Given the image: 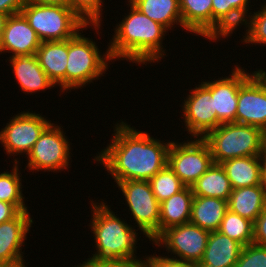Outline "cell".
<instances>
[{"label": "cell", "mask_w": 266, "mask_h": 267, "mask_svg": "<svg viewBox=\"0 0 266 267\" xmlns=\"http://www.w3.org/2000/svg\"><path fill=\"white\" fill-rule=\"evenodd\" d=\"M29 110L14 114L0 131V143L10 157L21 154L27 156L43 131L52 123L44 115Z\"/></svg>", "instance_id": "obj_11"}, {"label": "cell", "mask_w": 266, "mask_h": 267, "mask_svg": "<svg viewBox=\"0 0 266 267\" xmlns=\"http://www.w3.org/2000/svg\"><path fill=\"white\" fill-rule=\"evenodd\" d=\"M26 0H0V12L14 15L20 13Z\"/></svg>", "instance_id": "obj_36"}, {"label": "cell", "mask_w": 266, "mask_h": 267, "mask_svg": "<svg viewBox=\"0 0 266 267\" xmlns=\"http://www.w3.org/2000/svg\"><path fill=\"white\" fill-rule=\"evenodd\" d=\"M7 60L23 93L32 95L56 87L39 65L35 54L17 55Z\"/></svg>", "instance_id": "obj_18"}, {"label": "cell", "mask_w": 266, "mask_h": 267, "mask_svg": "<svg viewBox=\"0 0 266 267\" xmlns=\"http://www.w3.org/2000/svg\"><path fill=\"white\" fill-rule=\"evenodd\" d=\"M20 13L41 42L67 40L92 26L99 35L102 28L101 24H87L70 7L62 5L26 2Z\"/></svg>", "instance_id": "obj_4"}, {"label": "cell", "mask_w": 266, "mask_h": 267, "mask_svg": "<svg viewBox=\"0 0 266 267\" xmlns=\"http://www.w3.org/2000/svg\"><path fill=\"white\" fill-rule=\"evenodd\" d=\"M236 123L266 130V71L256 69L239 88Z\"/></svg>", "instance_id": "obj_13"}, {"label": "cell", "mask_w": 266, "mask_h": 267, "mask_svg": "<svg viewBox=\"0 0 266 267\" xmlns=\"http://www.w3.org/2000/svg\"><path fill=\"white\" fill-rule=\"evenodd\" d=\"M100 51L102 50L98 48L97 43L80 31L68 39L66 93L68 90L71 92L72 89L84 88L104 76L109 69L108 65L114 60L109 48H106L105 53Z\"/></svg>", "instance_id": "obj_5"}, {"label": "cell", "mask_w": 266, "mask_h": 267, "mask_svg": "<svg viewBox=\"0 0 266 267\" xmlns=\"http://www.w3.org/2000/svg\"><path fill=\"white\" fill-rule=\"evenodd\" d=\"M10 15L0 12V39L2 37L3 31L6 27L7 21L9 19Z\"/></svg>", "instance_id": "obj_40"}, {"label": "cell", "mask_w": 266, "mask_h": 267, "mask_svg": "<svg viewBox=\"0 0 266 267\" xmlns=\"http://www.w3.org/2000/svg\"><path fill=\"white\" fill-rule=\"evenodd\" d=\"M27 264L29 262L26 263V260L22 259L14 263L0 264V267H27Z\"/></svg>", "instance_id": "obj_41"}, {"label": "cell", "mask_w": 266, "mask_h": 267, "mask_svg": "<svg viewBox=\"0 0 266 267\" xmlns=\"http://www.w3.org/2000/svg\"><path fill=\"white\" fill-rule=\"evenodd\" d=\"M262 133L258 127L231 122L219 125L203 139L214 163L220 164L237 157L262 155Z\"/></svg>", "instance_id": "obj_6"}, {"label": "cell", "mask_w": 266, "mask_h": 267, "mask_svg": "<svg viewBox=\"0 0 266 267\" xmlns=\"http://www.w3.org/2000/svg\"><path fill=\"white\" fill-rule=\"evenodd\" d=\"M253 243L266 246V208L253 222Z\"/></svg>", "instance_id": "obj_35"}, {"label": "cell", "mask_w": 266, "mask_h": 267, "mask_svg": "<svg viewBox=\"0 0 266 267\" xmlns=\"http://www.w3.org/2000/svg\"><path fill=\"white\" fill-rule=\"evenodd\" d=\"M246 27V29H245ZM245 35L241 42L244 44L266 45V3L258 11L249 14L244 24Z\"/></svg>", "instance_id": "obj_31"}, {"label": "cell", "mask_w": 266, "mask_h": 267, "mask_svg": "<svg viewBox=\"0 0 266 267\" xmlns=\"http://www.w3.org/2000/svg\"><path fill=\"white\" fill-rule=\"evenodd\" d=\"M13 160L14 162L11 161L13 163L11 172L8 170L0 172V201L13 204L19 211H27L29 209L22 193L23 179L18 166L20 162L18 157Z\"/></svg>", "instance_id": "obj_28"}, {"label": "cell", "mask_w": 266, "mask_h": 267, "mask_svg": "<svg viewBox=\"0 0 266 267\" xmlns=\"http://www.w3.org/2000/svg\"><path fill=\"white\" fill-rule=\"evenodd\" d=\"M35 55L49 79L56 87H60L59 93H65L68 39L41 42Z\"/></svg>", "instance_id": "obj_19"}, {"label": "cell", "mask_w": 266, "mask_h": 267, "mask_svg": "<svg viewBox=\"0 0 266 267\" xmlns=\"http://www.w3.org/2000/svg\"><path fill=\"white\" fill-rule=\"evenodd\" d=\"M188 96L184 98L182 106V119L190 138H204L210 131L221 123L213 112L211 81L205 80L190 88Z\"/></svg>", "instance_id": "obj_12"}, {"label": "cell", "mask_w": 266, "mask_h": 267, "mask_svg": "<svg viewBox=\"0 0 266 267\" xmlns=\"http://www.w3.org/2000/svg\"><path fill=\"white\" fill-rule=\"evenodd\" d=\"M194 196L214 197L228 201L232 192L230 181L221 164L212 166L191 185Z\"/></svg>", "instance_id": "obj_27"}, {"label": "cell", "mask_w": 266, "mask_h": 267, "mask_svg": "<svg viewBox=\"0 0 266 267\" xmlns=\"http://www.w3.org/2000/svg\"><path fill=\"white\" fill-rule=\"evenodd\" d=\"M125 2H128L129 12L117 22L113 38L107 45L111 58L115 61L126 59L142 66L162 61L167 56L162 42L168 30L144 15L129 0Z\"/></svg>", "instance_id": "obj_2"}, {"label": "cell", "mask_w": 266, "mask_h": 267, "mask_svg": "<svg viewBox=\"0 0 266 267\" xmlns=\"http://www.w3.org/2000/svg\"><path fill=\"white\" fill-rule=\"evenodd\" d=\"M191 139V140H190ZM172 141L168 150V165L186 185L194 184L214 163L209 145L203 138Z\"/></svg>", "instance_id": "obj_9"}, {"label": "cell", "mask_w": 266, "mask_h": 267, "mask_svg": "<svg viewBox=\"0 0 266 267\" xmlns=\"http://www.w3.org/2000/svg\"><path fill=\"white\" fill-rule=\"evenodd\" d=\"M122 192L131 218L145 238L153 242L159 236L160 203L149 181L127 180L115 185ZM137 224V225H135Z\"/></svg>", "instance_id": "obj_7"}, {"label": "cell", "mask_w": 266, "mask_h": 267, "mask_svg": "<svg viewBox=\"0 0 266 267\" xmlns=\"http://www.w3.org/2000/svg\"><path fill=\"white\" fill-rule=\"evenodd\" d=\"M58 124L51 123L40 135L27 156V168L31 172H62L71 167L72 144ZM71 154V155H70ZM69 166V167H68Z\"/></svg>", "instance_id": "obj_8"}, {"label": "cell", "mask_w": 266, "mask_h": 267, "mask_svg": "<svg viewBox=\"0 0 266 267\" xmlns=\"http://www.w3.org/2000/svg\"><path fill=\"white\" fill-rule=\"evenodd\" d=\"M101 200L99 203L96 200H90L92 221L90 220L89 226L90 232L93 233L96 251L94 250L91 257L85 260L141 267L143 258L136 256L138 229L128 224L124 218L118 217V214L115 215L117 212H113L111 206Z\"/></svg>", "instance_id": "obj_3"}, {"label": "cell", "mask_w": 266, "mask_h": 267, "mask_svg": "<svg viewBox=\"0 0 266 267\" xmlns=\"http://www.w3.org/2000/svg\"><path fill=\"white\" fill-rule=\"evenodd\" d=\"M194 194L190 186L160 203L159 235L166 229L190 221Z\"/></svg>", "instance_id": "obj_24"}, {"label": "cell", "mask_w": 266, "mask_h": 267, "mask_svg": "<svg viewBox=\"0 0 266 267\" xmlns=\"http://www.w3.org/2000/svg\"><path fill=\"white\" fill-rule=\"evenodd\" d=\"M212 0H179L185 32L212 41Z\"/></svg>", "instance_id": "obj_21"}, {"label": "cell", "mask_w": 266, "mask_h": 267, "mask_svg": "<svg viewBox=\"0 0 266 267\" xmlns=\"http://www.w3.org/2000/svg\"><path fill=\"white\" fill-rule=\"evenodd\" d=\"M212 42L224 40L241 28L251 13L250 0H212ZM249 12V13H248ZM248 14V15H247ZM223 38V39H220Z\"/></svg>", "instance_id": "obj_16"}, {"label": "cell", "mask_w": 266, "mask_h": 267, "mask_svg": "<svg viewBox=\"0 0 266 267\" xmlns=\"http://www.w3.org/2000/svg\"><path fill=\"white\" fill-rule=\"evenodd\" d=\"M227 210L228 201L226 200L214 197L194 196L189 222L210 232L218 231Z\"/></svg>", "instance_id": "obj_25"}, {"label": "cell", "mask_w": 266, "mask_h": 267, "mask_svg": "<svg viewBox=\"0 0 266 267\" xmlns=\"http://www.w3.org/2000/svg\"><path fill=\"white\" fill-rule=\"evenodd\" d=\"M141 264V267H196L190 263L184 262L182 260L170 258L168 256L159 255L156 252L153 255H146Z\"/></svg>", "instance_id": "obj_34"}, {"label": "cell", "mask_w": 266, "mask_h": 267, "mask_svg": "<svg viewBox=\"0 0 266 267\" xmlns=\"http://www.w3.org/2000/svg\"><path fill=\"white\" fill-rule=\"evenodd\" d=\"M218 231L243 247L253 243V222L227 210Z\"/></svg>", "instance_id": "obj_29"}, {"label": "cell", "mask_w": 266, "mask_h": 267, "mask_svg": "<svg viewBox=\"0 0 266 267\" xmlns=\"http://www.w3.org/2000/svg\"><path fill=\"white\" fill-rule=\"evenodd\" d=\"M19 212L13 204L0 201V223L13 219Z\"/></svg>", "instance_id": "obj_37"}, {"label": "cell", "mask_w": 266, "mask_h": 267, "mask_svg": "<svg viewBox=\"0 0 266 267\" xmlns=\"http://www.w3.org/2000/svg\"><path fill=\"white\" fill-rule=\"evenodd\" d=\"M118 122L114 124L111 142L96 153L93 163H100L116 183L149 181L167 165L172 141L154 138L121 119Z\"/></svg>", "instance_id": "obj_1"}, {"label": "cell", "mask_w": 266, "mask_h": 267, "mask_svg": "<svg viewBox=\"0 0 266 267\" xmlns=\"http://www.w3.org/2000/svg\"><path fill=\"white\" fill-rule=\"evenodd\" d=\"M232 189L262 185V156L237 157L220 163Z\"/></svg>", "instance_id": "obj_22"}, {"label": "cell", "mask_w": 266, "mask_h": 267, "mask_svg": "<svg viewBox=\"0 0 266 267\" xmlns=\"http://www.w3.org/2000/svg\"><path fill=\"white\" fill-rule=\"evenodd\" d=\"M153 194L159 203L178 193L186 185L178 178L167 164L149 180Z\"/></svg>", "instance_id": "obj_30"}, {"label": "cell", "mask_w": 266, "mask_h": 267, "mask_svg": "<svg viewBox=\"0 0 266 267\" xmlns=\"http://www.w3.org/2000/svg\"><path fill=\"white\" fill-rule=\"evenodd\" d=\"M235 267H266V246L254 243L244 246Z\"/></svg>", "instance_id": "obj_33"}, {"label": "cell", "mask_w": 266, "mask_h": 267, "mask_svg": "<svg viewBox=\"0 0 266 267\" xmlns=\"http://www.w3.org/2000/svg\"><path fill=\"white\" fill-rule=\"evenodd\" d=\"M266 208V189L263 185L232 189L228 210L254 222Z\"/></svg>", "instance_id": "obj_23"}, {"label": "cell", "mask_w": 266, "mask_h": 267, "mask_svg": "<svg viewBox=\"0 0 266 267\" xmlns=\"http://www.w3.org/2000/svg\"><path fill=\"white\" fill-rule=\"evenodd\" d=\"M262 159L266 160V130L262 133Z\"/></svg>", "instance_id": "obj_42"}, {"label": "cell", "mask_w": 266, "mask_h": 267, "mask_svg": "<svg viewBox=\"0 0 266 267\" xmlns=\"http://www.w3.org/2000/svg\"><path fill=\"white\" fill-rule=\"evenodd\" d=\"M74 267H126V266L113 264V263H96V262H90L88 260H85V261H82L80 265L79 263L77 266L74 265Z\"/></svg>", "instance_id": "obj_38"}, {"label": "cell", "mask_w": 266, "mask_h": 267, "mask_svg": "<svg viewBox=\"0 0 266 267\" xmlns=\"http://www.w3.org/2000/svg\"><path fill=\"white\" fill-rule=\"evenodd\" d=\"M103 4L104 0H69V7L87 24L103 25Z\"/></svg>", "instance_id": "obj_32"}, {"label": "cell", "mask_w": 266, "mask_h": 267, "mask_svg": "<svg viewBox=\"0 0 266 267\" xmlns=\"http://www.w3.org/2000/svg\"><path fill=\"white\" fill-rule=\"evenodd\" d=\"M262 185L266 189V160H263V176H262Z\"/></svg>", "instance_id": "obj_43"}, {"label": "cell", "mask_w": 266, "mask_h": 267, "mask_svg": "<svg viewBox=\"0 0 266 267\" xmlns=\"http://www.w3.org/2000/svg\"><path fill=\"white\" fill-rule=\"evenodd\" d=\"M139 11L168 31L182 25L179 0H129ZM174 27V28H173Z\"/></svg>", "instance_id": "obj_26"}, {"label": "cell", "mask_w": 266, "mask_h": 267, "mask_svg": "<svg viewBox=\"0 0 266 267\" xmlns=\"http://www.w3.org/2000/svg\"><path fill=\"white\" fill-rule=\"evenodd\" d=\"M243 246L221 234L210 232L203 257L196 267H235Z\"/></svg>", "instance_id": "obj_20"}, {"label": "cell", "mask_w": 266, "mask_h": 267, "mask_svg": "<svg viewBox=\"0 0 266 267\" xmlns=\"http://www.w3.org/2000/svg\"><path fill=\"white\" fill-rule=\"evenodd\" d=\"M29 211H20L13 219L0 223V264L24 258L22 247L34 223Z\"/></svg>", "instance_id": "obj_15"}, {"label": "cell", "mask_w": 266, "mask_h": 267, "mask_svg": "<svg viewBox=\"0 0 266 267\" xmlns=\"http://www.w3.org/2000/svg\"><path fill=\"white\" fill-rule=\"evenodd\" d=\"M41 41L21 14L10 15L0 39V54L12 53L10 57L36 54Z\"/></svg>", "instance_id": "obj_17"}, {"label": "cell", "mask_w": 266, "mask_h": 267, "mask_svg": "<svg viewBox=\"0 0 266 267\" xmlns=\"http://www.w3.org/2000/svg\"><path fill=\"white\" fill-rule=\"evenodd\" d=\"M26 2H32L36 4L62 5L69 7V0H26Z\"/></svg>", "instance_id": "obj_39"}, {"label": "cell", "mask_w": 266, "mask_h": 267, "mask_svg": "<svg viewBox=\"0 0 266 267\" xmlns=\"http://www.w3.org/2000/svg\"><path fill=\"white\" fill-rule=\"evenodd\" d=\"M248 73L244 67L235 65L229 76L211 80V96L213 112L216 118L223 123H236V110L239 88L255 73Z\"/></svg>", "instance_id": "obj_14"}, {"label": "cell", "mask_w": 266, "mask_h": 267, "mask_svg": "<svg viewBox=\"0 0 266 267\" xmlns=\"http://www.w3.org/2000/svg\"><path fill=\"white\" fill-rule=\"evenodd\" d=\"M209 235L210 231L188 222L164 230L152 244L165 248L171 256L173 254L172 257L167 254L170 258L197 266L203 257Z\"/></svg>", "instance_id": "obj_10"}]
</instances>
